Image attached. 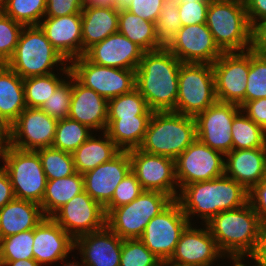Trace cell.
I'll return each mask as SVG.
<instances>
[{
	"label": "cell",
	"instance_id": "obj_12",
	"mask_svg": "<svg viewBox=\"0 0 266 266\" xmlns=\"http://www.w3.org/2000/svg\"><path fill=\"white\" fill-rule=\"evenodd\" d=\"M179 191L186 185L225 174V155L196 139L175 159Z\"/></svg>",
	"mask_w": 266,
	"mask_h": 266
},
{
	"label": "cell",
	"instance_id": "obj_60",
	"mask_svg": "<svg viewBox=\"0 0 266 266\" xmlns=\"http://www.w3.org/2000/svg\"><path fill=\"white\" fill-rule=\"evenodd\" d=\"M76 258L78 259V256L77 257H72V259H74L73 261H71V260H67V258L66 259H64V260H61L59 263H61L62 265H60V266H84L83 264H82V262H81V260H76Z\"/></svg>",
	"mask_w": 266,
	"mask_h": 266
},
{
	"label": "cell",
	"instance_id": "obj_15",
	"mask_svg": "<svg viewBox=\"0 0 266 266\" xmlns=\"http://www.w3.org/2000/svg\"><path fill=\"white\" fill-rule=\"evenodd\" d=\"M58 120L41 108H25L10 125L7 144L25 151L51 147Z\"/></svg>",
	"mask_w": 266,
	"mask_h": 266
},
{
	"label": "cell",
	"instance_id": "obj_10",
	"mask_svg": "<svg viewBox=\"0 0 266 266\" xmlns=\"http://www.w3.org/2000/svg\"><path fill=\"white\" fill-rule=\"evenodd\" d=\"M69 65L71 74L81 84L107 101L135 88V70L97 65L84 56L73 59Z\"/></svg>",
	"mask_w": 266,
	"mask_h": 266
},
{
	"label": "cell",
	"instance_id": "obj_55",
	"mask_svg": "<svg viewBox=\"0 0 266 266\" xmlns=\"http://www.w3.org/2000/svg\"><path fill=\"white\" fill-rule=\"evenodd\" d=\"M257 266H266V229H264L258 255L252 260Z\"/></svg>",
	"mask_w": 266,
	"mask_h": 266
},
{
	"label": "cell",
	"instance_id": "obj_11",
	"mask_svg": "<svg viewBox=\"0 0 266 266\" xmlns=\"http://www.w3.org/2000/svg\"><path fill=\"white\" fill-rule=\"evenodd\" d=\"M189 224L180 203L174 200L150 220L140 240L161 262H167L175 251L181 233Z\"/></svg>",
	"mask_w": 266,
	"mask_h": 266
},
{
	"label": "cell",
	"instance_id": "obj_46",
	"mask_svg": "<svg viewBox=\"0 0 266 266\" xmlns=\"http://www.w3.org/2000/svg\"><path fill=\"white\" fill-rule=\"evenodd\" d=\"M143 191L135 174L130 171L117 185L111 201L104 207L106 215L114 208L129 204Z\"/></svg>",
	"mask_w": 266,
	"mask_h": 266
},
{
	"label": "cell",
	"instance_id": "obj_6",
	"mask_svg": "<svg viewBox=\"0 0 266 266\" xmlns=\"http://www.w3.org/2000/svg\"><path fill=\"white\" fill-rule=\"evenodd\" d=\"M206 25L223 52L251 49V25L244 0H211Z\"/></svg>",
	"mask_w": 266,
	"mask_h": 266
},
{
	"label": "cell",
	"instance_id": "obj_61",
	"mask_svg": "<svg viewBox=\"0 0 266 266\" xmlns=\"http://www.w3.org/2000/svg\"><path fill=\"white\" fill-rule=\"evenodd\" d=\"M244 262V263H243ZM246 261H230V262H228V263H230V266H257L255 263L253 264V261H250V263L252 264H250L249 263V259H248V261L245 263ZM232 263V264H231Z\"/></svg>",
	"mask_w": 266,
	"mask_h": 266
},
{
	"label": "cell",
	"instance_id": "obj_29",
	"mask_svg": "<svg viewBox=\"0 0 266 266\" xmlns=\"http://www.w3.org/2000/svg\"><path fill=\"white\" fill-rule=\"evenodd\" d=\"M98 136V137H97ZM97 137V138H96ZM121 150L110 139L106 131L101 135L93 134L73 153L76 172L84 174L95 169L100 164L110 161Z\"/></svg>",
	"mask_w": 266,
	"mask_h": 266
},
{
	"label": "cell",
	"instance_id": "obj_43",
	"mask_svg": "<svg viewBox=\"0 0 266 266\" xmlns=\"http://www.w3.org/2000/svg\"><path fill=\"white\" fill-rule=\"evenodd\" d=\"M72 97V74L55 89L41 109L49 116L61 120L69 116Z\"/></svg>",
	"mask_w": 266,
	"mask_h": 266
},
{
	"label": "cell",
	"instance_id": "obj_38",
	"mask_svg": "<svg viewBox=\"0 0 266 266\" xmlns=\"http://www.w3.org/2000/svg\"><path fill=\"white\" fill-rule=\"evenodd\" d=\"M152 113L145 98L136 88L129 93L108 100L107 118L151 116Z\"/></svg>",
	"mask_w": 266,
	"mask_h": 266
},
{
	"label": "cell",
	"instance_id": "obj_62",
	"mask_svg": "<svg viewBox=\"0 0 266 266\" xmlns=\"http://www.w3.org/2000/svg\"><path fill=\"white\" fill-rule=\"evenodd\" d=\"M7 142L0 136V161L3 159V152Z\"/></svg>",
	"mask_w": 266,
	"mask_h": 266
},
{
	"label": "cell",
	"instance_id": "obj_54",
	"mask_svg": "<svg viewBox=\"0 0 266 266\" xmlns=\"http://www.w3.org/2000/svg\"><path fill=\"white\" fill-rule=\"evenodd\" d=\"M15 198L12 183L3 166H0V209Z\"/></svg>",
	"mask_w": 266,
	"mask_h": 266
},
{
	"label": "cell",
	"instance_id": "obj_45",
	"mask_svg": "<svg viewBox=\"0 0 266 266\" xmlns=\"http://www.w3.org/2000/svg\"><path fill=\"white\" fill-rule=\"evenodd\" d=\"M23 28L24 25L0 10V64H6L12 58Z\"/></svg>",
	"mask_w": 266,
	"mask_h": 266
},
{
	"label": "cell",
	"instance_id": "obj_47",
	"mask_svg": "<svg viewBox=\"0 0 266 266\" xmlns=\"http://www.w3.org/2000/svg\"><path fill=\"white\" fill-rule=\"evenodd\" d=\"M211 0H181L178 7L182 26L206 23L208 6Z\"/></svg>",
	"mask_w": 266,
	"mask_h": 266
},
{
	"label": "cell",
	"instance_id": "obj_2",
	"mask_svg": "<svg viewBox=\"0 0 266 266\" xmlns=\"http://www.w3.org/2000/svg\"><path fill=\"white\" fill-rule=\"evenodd\" d=\"M248 193L242 184L224 174L210 181L194 182L184 186L177 201L190 224H194L195 218L196 221L201 220L200 224H206L220 212L234 210L247 204Z\"/></svg>",
	"mask_w": 266,
	"mask_h": 266
},
{
	"label": "cell",
	"instance_id": "obj_63",
	"mask_svg": "<svg viewBox=\"0 0 266 266\" xmlns=\"http://www.w3.org/2000/svg\"><path fill=\"white\" fill-rule=\"evenodd\" d=\"M158 266H172V264L167 262H161Z\"/></svg>",
	"mask_w": 266,
	"mask_h": 266
},
{
	"label": "cell",
	"instance_id": "obj_48",
	"mask_svg": "<svg viewBox=\"0 0 266 266\" xmlns=\"http://www.w3.org/2000/svg\"><path fill=\"white\" fill-rule=\"evenodd\" d=\"M164 0H132L128 11L156 24Z\"/></svg>",
	"mask_w": 266,
	"mask_h": 266
},
{
	"label": "cell",
	"instance_id": "obj_35",
	"mask_svg": "<svg viewBox=\"0 0 266 266\" xmlns=\"http://www.w3.org/2000/svg\"><path fill=\"white\" fill-rule=\"evenodd\" d=\"M231 134L232 149L266 147V131L252 121L242 110L233 119Z\"/></svg>",
	"mask_w": 266,
	"mask_h": 266
},
{
	"label": "cell",
	"instance_id": "obj_40",
	"mask_svg": "<svg viewBox=\"0 0 266 266\" xmlns=\"http://www.w3.org/2000/svg\"><path fill=\"white\" fill-rule=\"evenodd\" d=\"M34 229L0 239V261L33 259Z\"/></svg>",
	"mask_w": 266,
	"mask_h": 266
},
{
	"label": "cell",
	"instance_id": "obj_34",
	"mask_svg": "<svg viewBox=\"0 0 266 266\" xmlns=\"http://www.w3.org/2000/svg\"><path fill=\"white\" fill-rule=\"evenodd\" d=\"M70 73L71 70H60V73L57 72L23 79L26 107L41 108Z\"/></svg>",
	"mask_w": 266,
	"mask_h": 266
},
{
	"label": "cell",
	"instance_id": "obj_59",
	"mask_svg": "<svg viewBox=\"0 0 266 266\" xmlns=\"http://www.w3.org/2000/svg\"><path fill=\"white\" fill-rule=\"evenodd\" d=\"M84 5L92 6H112L113 0H83Z\"/></svg>",
	"mask_w": 266,
	"mask_h": 266
},
{
	"label": "cell",
	"instance_id": "obj_32",
	"mask_svg": "<svg viewBox=\"0 0 266 266\" xmlns=\"http://www.w3.org/2000/svg\"><path fill=\"white\" fill-rule=\"evenodd\" d=\"M84 191L83 174L76 172L67 177L47 180L40 204L45 217H51L60 207Z\"/></svg>",
	"mask_w": 266,
	"mask_h": 266
},
{
	"label": "cell",
	"instance_id": "obj_41",
	"mask_svg": "<svg viewBox=\"0 0 266 266\" xmlns=\"http://www.w3.org/2000/svg\"><path fill=\"white\" fill-rule=\"evenodd\" d=\"M181 0H164L156 22V39L166 47L182 27L178 7Z\"/></svg>",
	"mask_w": 266,
	"mask_h": 266
},
{
	"label": "cell",
	"instance_id": "obj_57",
	"mask_svg": "<svg viewBox=\"0 0 266 266\" xmlns=\"http://www.w3.org/2000/svg\"><path fill=\"white\" fill-rule=\"evenodd\" d=\"M0 136L7 142L10 136V125L0 115Z\"/></svg>",
	"mask_w": 266,
	"mask_h": 266
},
{
	"label": "cell",
	"instance_id": "obj_27",
	"mask_svg": "<svg viewBox=\"0 0 266 266\" xmlns=\"http://www.w3.org/2000/svg\"><path fill=\"white\" fill-rule=\"evenodd\" d=\"M81 16L82 56L92 45L118 32L119 12L111 6L84 5Z\"/></svg>",
	"mask_w": 266,
	"mask_h": 266
},
{
	"label": "cell",
	"instance_id": "obj_33",
	"mask_svg": "<svg viewBox=\"0 0 266 266\" xmlns=\"http://www.w3.org/2000/svg\"><path fill=\"white\" fill-rule=\"evenodd\" d=\"M156 24L123 10L119 12L118 32L137 44L145 52L163 48L156 39Z\"/></svg>",
	"mask_w": 266,
	"mask_h": 266
},
{
	"label": "cell",
	"instance_id": "obj_39",
	"mask_svg": "<svg viewBox=\"0 0 266 266\" xmlns=\"http://www.w3.org/2000/svg\"><path fill=\"white\" fill-rule=\"evenodd\" d=\"M47 180L71 176L76 173L73 155L51 147L36 150Z\"/></svg>",
	"mask_w": 266,
	"mask_h": 266
},
{
	"label": "cell",
	"instance_id": "obj_9",
	"mask_svg": "<svg viewBox=\"0 0 266 266\" xmlns=\"http://www.w3.org/2000/svg\"><path fill=\"white\" fill-rule=\"evenodd\" d=\"M216 101L212 64L182 63L174 112L195 118Z\"/></svg>",
	"mask_w": 266,
	"mask_h": 266
},
{
	"label": "cell",
	"instance_id": "obj_17",
	"mask_svg": "<svg viewBox=\"0 0 266 266\" xmlns=\"http://www.w3.org/2000/svg\"><path fill=\"white\" fill-rule=\"evenodd\" d=\"M104 207L84 190L60 207L52 216L74 240L106 226Z\"/></svg>",
	"mask_w": 266,
	"mask_h": 266
},
{
	"label": "cell",
	"instance_id": "obj_56",
	"mask_svg": "<svg viewBox=\"0 0 266 266\" xmlns=\"http://www.w3.org/2000/svg\"><path fill=\"white\" fill-rule=\"evenodd\" d=\"M0 266H42L34 259L17 260V261H0Z\"/></svg>",
	"mask_w": 266,
	"mask_h": 266
},
{
	"label": "cell",
	"instance_id": "obj_13",
	"mask_svg": "<svg viewBox=\"0 0 266 266\" xmlns=\"http://www.w3.org/2000/svg\"><path fill=\"white\" fill-rule=\"evenodd\" d=\"M212 67L217 101L242 107L250 68V50L224 52Z\"/></svg>",
	"mask_w": 266,
	"mask_h": 266
},
{
	"label": "cell",
	"instance_id": "obj_7",
	"mask_svg": "<svg viewBox=\"0 0 266 266\" xmlns=\"http://www.w3.org/2000/svg\"><path fill=\"white\" fill-rule=\"evenodd\" d=\"M174 200L162 192L144 190L129 204L112 209L106 225L120 238L140 239L150 220Z\"/></svg>",
	"mask_w": 266,
	"mask_h": 266
},
{
	"label": "cell",
	"instance_id": "obj_25",
	"mask_svg": "<svg viewBox=\"0 0 266 266\" xmlns=\"http://www.w3.org/2000/svg\"><path fill=\"white\" fill-rule=\"evenodd\" d=\"M108 101L85 87L72 75V97L69 118L88 126L94 132L107 129Z\"/></svg>",
	"mask_w": 266,
	"mask_h": 266
},
{
	"label": "cell",
	"instance_id": "obj_8",
	"mask_svg": "<svg viewBox=\"0 0 266 266\" xmlns=\"http://www.w3.org/2000/svg\"><path fill=\"white\" fill-rule=\"evenodd\" d=\"M12 183L15 198L41 204L47 177L36 151H25L6 144L0 162Z\"/></svg>",
	"mask_w": 266,
	"mask_h": 266
},
{
	"label": "cell",
	"instance_id": "obj_3",
	"mask_svg": "<svg viewBox=\"0 0 266 266\" xmlns=\"http://www.w3.org/2000/svg\"><path fill=\"white\" fill-rule=\"evenodd\" d=\"M181 64L166 47L144 52L135 70V88L153 112L175 110Z\"/></svg>",
	"mask_w": 266,
	"mask_h": 266
},
{
	"label": "cell",
	"instance_id": "obj_1",
	"mask_svg": "<svg viewBox=\"0 0 266 266\" xmlns=\"http://www.w3.org/2000/svg\"><path fill=\"white\" fill-rule=\"evenodd\" d=\"M220 251L229 261H251L258 255L263 225L248 202L244 206L220 212L205 224Z\"/></svg>",
	"mask_w": 266,
	"mask_h": 266
},
{
	"label": "cell",
	"instance_id": "obj_53",
	"mask_svg": "<svg viewBox=\"0 0 266 266\" xmlns=\"http://www.w3.org/2000/svg\"><path fill=\"white\" fill-rule=\"evenodd\" d=\"M244 4L251 27L266 18V0H244Z\"/></svg>",
	"mask_w": 266,
	"mask_h": 266
},
{
	"label": "cell",
	"instance_id": "obj_52",
	"mask_svg": "<svg viewBox=\"0 0 266 266\" xmlns=\"http://www.w3.org/2000/svg\"><path fill=\"white\" fill-rule=\"evenodd\" d=\"M251 50L266 55V18L258 20L251 28Z\"/></svg>",
	"mask_w": 266,
	"mask_h": 266
},
{
	"label": "cell",
	"instance_id": "obj_18",
	"mask_svg": "<svg viewBox=\"0 0 266 266\" xmlns=\"http://www.w3.org/2000/svg\"><path fill=\"white\" fill-rule=\"evenodd\" d=\"M239 105L216 101L195 117L197 139L226 155L232 150L231 127Z\"/></svg>",
	"mask_w": 266,
	"mask_h": 266
},
{
	"label": "cell",
	"instance_id": "obj_22",
	"mask_svg": "<svg viewBox=\"0 0 266 266\" xmlns=\"http://www.w3.org/2000/svg\"><path fill=\"white\" fill-rule=\"evenodd\" d=\"M130 171L129 151H120L110 161L83 174L84 190L105 207L111 201L117 185Z\"/></svg>",
	"mask_w": 266,
	"mask_h": 266
},
{
	"label": "cell",
	"instance_id": "obj_30",
	"mask_svg": "<svg viewBox=\"0 0 266 266\" xmlns=\"http://www.w3.org/2000/svg\"><path fill=\"white\" fill-rule=\"evenodd\" d=\"M25 108L23 79L7 64H0V115L11 125Z\"/></svg>",
	"mask_w": 266,
	"mask_h": 266
},
{
	"label": "cell",
	"instance_id": "obj_28",
	"mask_svg": "<svg viewBox=\"0 0 266 266\" xmlns=\"http://www.w3.org/2000/svg\"><path fill=\"white\" fill-rule=\"evenodd\" d=\"M44 218L40 204L14 198L0 209V239L32 230Z\"/></svg>",
	"mask_w": 266,
	"mask_h": 266
},
{
	"label": "cell",
	"instance_id": "obj_49",
	"mask_svg": "<svg viewBox=\"0 0 266 266\" xmlns=\"http://www.w3.org/2000/svg\"><path fill=\"white\" fill-rule=\"evenodd\" d=\"M83 7V0H47L44 17H61L81 13Z\"/></svg>",
	"mask_w": 266,
	"mask_h": 266
},
{
	"label": "cell",
	"instance_id": "obj_42",
	"mask_svg": "<svg viewBox=\"0 0 266 266\" xmlns=\"http://www.w3.org/2000/svg\"><path fill=\"white\" fill-rule=\"evenodd\" d=\"M260 98H266V55L250 49V68L244 104Z\"/></svg>",
	"mask_w": 266,
	"mask_h": 266
},
{
	"label": "cell",
	"instance_id": "obj_23",
	"mask_svg": "<svg viewBox=\"0 0 266 266\" xmlns=\"http://www.w3.org/2000/svg\"><path fill=\"white\" fill-rule=\"evenodd\" d=\"M123 239L107 225L75 239V251L84 266H119Z\"/></svg>",
	"mask_w": 266,
	"mask_h": 266
},
{
	"label": "cell",
	"instance_id": "obj_31",
	"mask_svg": "<svg viewBox=\"0 0 266 266\" xmlns=\"http://www.w3.org/2000/svg\"><path fill=\"white\" fill-rule=\"evenodd\" d=\"M151 116L107 118L106 133L121 151L139 148Z\"/></svg>",
	"mask_w": 266,
	"mask_h": 266
},
{
	"label": "cell",
	"instance_id": "obj_58",
	"mask_svg": "<svg viewBox=\"0 0 266 266\" xmlns=\"http://www.w3.org/2000/svg\"><path fill=\"white\" fill-rule=\"evenodd\" d=\"M132 0H113V5L111 6L114 10L120 12L127 10Z\"/></svg>",
	"mask_w": 266,
	"mask_h": 266
},
{
	"label": "cell",
	"instance_id": "obj_14",
	"mask_svg": "<svg viewBox=\"0 0 266 266\" xmlns=\"http://www.w3.org/2000/svg\"><path fill=\"white\" fill-rule=\"evenodd\" d=\"M128 151L131 171L135 174L143 190L162 192L173 200H177L180 191L176 181L175 160L149 154L139 148Z\"/></svg>",
	"mask_w": 266,
	"mask_h": 266
},
{
	"label": "cell",
	"instance_id": "obj_50",
	"mask_svg": "<svg viewBox=\"0 0 266 266\" xmlns=\"http://www.w3.org/2000/svg\"><path fill=\"white\" fill-rule=\"evenodd\" d=\"M248 202L259 216L263 228L266 229V177L249 190Z\"/></svg>",
	"mask_w": 266,
	"mask_h": 266
},
{
	"label": "cell",
	"instance_id": "obj_37",
	"mask_svg": "<svg viewBox=\"0 0 266 266\" xmlns=\"http://www.w3.org/2000/svg\"><path fill=\"white\" fill-rule=\"evenodd\" d=\"M93 132L88 126L69 117L58 120L52 147L72 154Z\"/></svg>",
	"mask_w": 266,
	"mask_h": 266
},
{
	"label": "cell",
	"instance_id": "obj_5",
	"mask_svg": "<svg viewBox=\"0 0 266 266\" xmlns=\"http://www.w3.org/2000/svg\"><path fill=\"white\" fill-rule=\"evenodd\" d=\"M6 64L22 79L71 70L67 60L53 47L39 26H24L16 50Z\"/></svg>",
	"mask_w": 266,
	"mask_h": 266
},
{
	"label": "cell",
	"instance_id": "obj_20",
	"mask_svg": "<svg viewBox=\"0 0 266 266\" xmlns=\"http://www.w3.org/2000/svg\"><path fill=\"white\" fill-rule=\"evenodd\" d=\"M75 240L51 217L34 228L33 259L42 266L59 264L72 257ZM54 263V264H53Z\"/></svg>",
	"mask_w": 266,
	"mask_h": 266
},
{
	"label": "cell",
	"instance_id": "obj_24",
	"mask_svg": "<svg viewBox=\"0 0 266 266\" xmlns=\"http://www.w3.org/2000/svg\"><path fill=\"white\" fill-rule=\"evenodd\" d=\"M38 26L68 63L82 56L81 13L44 17Z\"/></svg>",
	"mask_w": 266,
	"mask_h": 266
},
{
	"label": "cell",
	"instance_id": "obj_26",
	"mask_svg": "<svg viewBox=\"0 0 266 266\" xmlns=\"http://www.w3.org/2000/svg\"><path fill=\"white\" fill-rule=\"evenodd\" d=\"M225 175L249 191L266 177V147L232 149L225 155Z\"/></svg>",
	"mask_w": 266,
	"mask_h": 266
},
{
	"label": "cell",
	"instance_id": "obj_16",
	"mask_svg": "<svg viewBox=\"0 0 266 266\" xmlns=\"http://www.w3.org/2000/svg\"><path fill=\"white\" fill-rule=\"evenodd\" d=\"M195 224L196 222L189 224L181 233L175 251L167 263L180 266H220L218 262L220 259H227L226 256L218 248L208 227L205 224Z\"/></svg>",
	"mask_w": 266,
	"mask_h": 266
},
{
	"label": "cell",
	"instance_id": "obj_36",
	"mask_svg": "<svg viewBox=\"0 0 266 266\" xmlns=\"http://www.w3.org/2000/svg\"><path fill=\"white\" fill-rule=\"evenodd\" d=\"M46 7L47 0H0V10L24 26H38Z\"/></svg>",
	"mask_w": 266,
	"mask_h": 266
},
{
	"label": "cell",
	"instance_id": "obj_51",
	"mask_svg": "<svg viewBox=\"0 0 266 266\" xmlns=\"http://www.w3.org/2000/svg\"><path fill=\"white\" fill-rule=\"evenodd\" d=\"M241 110L266 131V98L246 102Z\"/></svg>",
	"mask_w": 266,
	"mask_h": 266
},
{
	"label": "cell",
	"instance_id": "obj_4",
	"mask_svg": "<svg viewBox=\"0 0 266 266\" xmlns=\"http://www.w3.org/2000/svg\"><path fill=\"white\" fill-rule=\"evenodd\" d=\"M196 139L194 117L174 111H155L150 117L139 149L175 160Z\"/></svg>",
	"mask_w": 266,
	"mask_h": 266
},
{
	"label": "cell",
	"instance_id": "obj_19",
	"mask_svg": "<svg viewBox=\"0 0 266 266\" xmlns=\"http://www.w3.org/2000/svg\"><path fill=\"white\" fill-rule=\"evenodd\" d=\"M166 48L182 63L213 64L224 53L206 23L182 26Z\"/></svg>",
	"mask_w": 266,
	"mask_h": 266
},
{
	"label": "cell",
	"instance_id": "obj_21",
	"mask_svg": "<svg viewBox=\"0 0 266 266\" xmlns=\"http://www.w3.org/2000/svg\"><path fill=\"white\" fill-rule=\"evenodd\" d=\"M144 52L126 36L116 32L92 45L83 56L97 65L136 70Z\"/></svg>",
	"mask_w": 266,
	"mask_h": 266
},
{
	"label": "cell",
	"instance_id": "obj_44",
	"mask_svg": "<svg viewBox=\"0 0 266 266\" xmlns=\"http://www.w3.org/2000/svg\"><path fill=\"white\" fill-rule=\"evenodd\" d=\"M160 263L140 239L123 240L119 266H158Z\"/></svg>",
	"mask_w": 266,
	"mask_h": 266
}]
</instances>
